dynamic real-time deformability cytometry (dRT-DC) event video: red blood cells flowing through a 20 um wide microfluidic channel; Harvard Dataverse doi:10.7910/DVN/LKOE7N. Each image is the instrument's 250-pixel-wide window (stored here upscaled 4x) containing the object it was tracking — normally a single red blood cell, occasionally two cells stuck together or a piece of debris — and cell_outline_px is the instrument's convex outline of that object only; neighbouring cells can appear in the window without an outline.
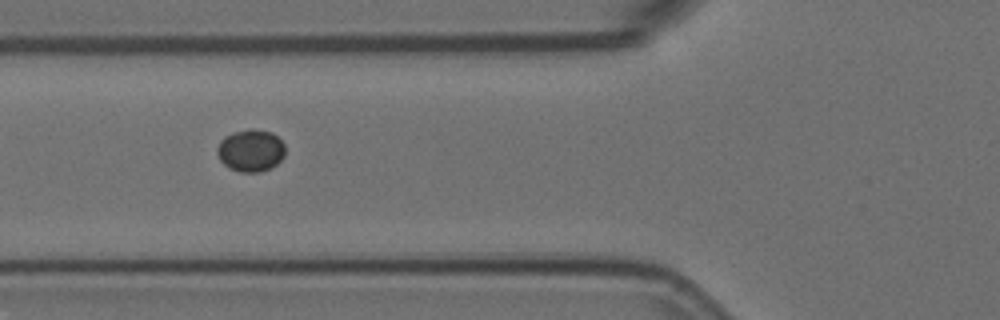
{"species": "Egyptian fruit bat (a non-hibernating species)", "species_latin": "Rousettus aegyptiacus", "temperature_condition": "room temperature", "stored_images_in_passage": 4, "camera_frame_rate_fps": 3000, "um_per_image_px": 0.085, "animal": {"sex": "female"}, "frame": {"image": 1, "passage_image": 4, "time_ms": 1.0, "image_size_px": [1000, 320], "cell_outline_px": [[284, 156], [276, 164], [260, 172], [240, 172], [228, 168], [220, 160], [216, 152], [216, 148], [220, 140], [224, 136], [232, 132], [248, 128], [252, 128], [272, 132], [284, 144]], "centroid_in_image_um": [21.27, 12.77], "position_along_channel_um": 104.5, "area_um2": 16.88}}